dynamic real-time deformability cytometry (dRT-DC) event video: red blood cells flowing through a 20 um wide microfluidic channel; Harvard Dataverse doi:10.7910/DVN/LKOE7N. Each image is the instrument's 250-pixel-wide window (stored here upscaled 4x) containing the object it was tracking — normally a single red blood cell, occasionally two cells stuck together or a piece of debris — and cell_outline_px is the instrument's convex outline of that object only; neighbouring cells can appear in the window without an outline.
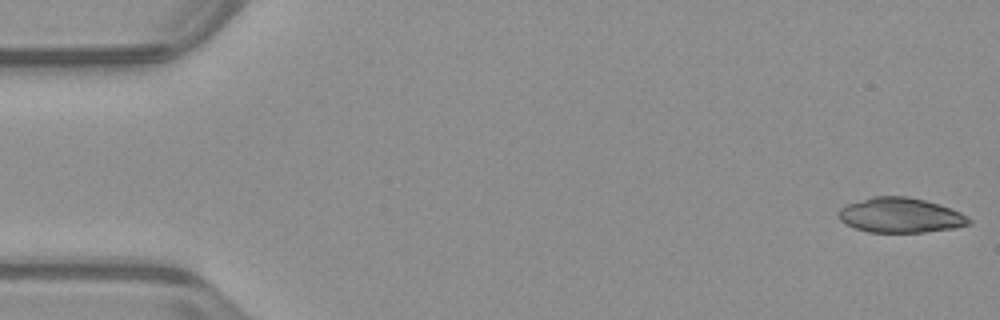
{"species": "common noctule bat (a hibernating species)", "species_latin": "Nyctalus noctula", "temperature_condition": "warm", "stored_images_in_passage": 51, "camera_frame_rate_fps": 3000, "um_per_image_px": 0.085, "animal": {"sex": "male", "body_mass_g": 23.1, "forearm_length_mm": 52.7}, "frame": {"image": 1, "passage_image": 1, "time_ms": 0.0, "image_size_px": [1000, 320], "cell_outline_px": [[972, 224], [956, 228], [924, 232], [868, 232], [844, 224], [836, 216], [836, 212], [840, 208], [848, 204], [872, 196], [908, 196], [940, 204], [960, 212], [968, 216], [972, 220]], "centroid_in_image_um": [76.54, 18.3], "position_along_channel_um": 8.5, "area_um2": 26.82}}
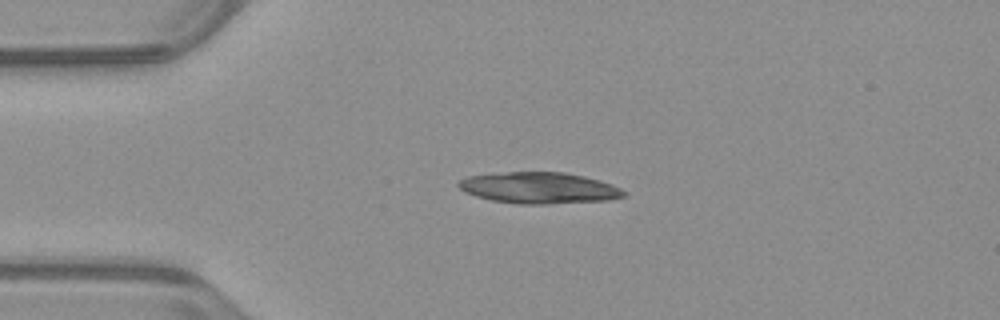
{"frame": {"image": 2, "passage_image": 12, "time_ms": 3.667, "image_size_px": [1000, 320], "cell_outline_px": [[628, 196], [608, 200], [548, 204], [516, 204], [492, 200], [476, 196], [464, 192], [456, 184], [460, 180], [468, 176], [508, 172], [564, 172], [584, 176], [600, 180], [612, 184], [628, 192]], "centroid_in_image_um": [45.87, 15.98], "position_along_channel_um": 39.1, "area_um2": 30.29}}